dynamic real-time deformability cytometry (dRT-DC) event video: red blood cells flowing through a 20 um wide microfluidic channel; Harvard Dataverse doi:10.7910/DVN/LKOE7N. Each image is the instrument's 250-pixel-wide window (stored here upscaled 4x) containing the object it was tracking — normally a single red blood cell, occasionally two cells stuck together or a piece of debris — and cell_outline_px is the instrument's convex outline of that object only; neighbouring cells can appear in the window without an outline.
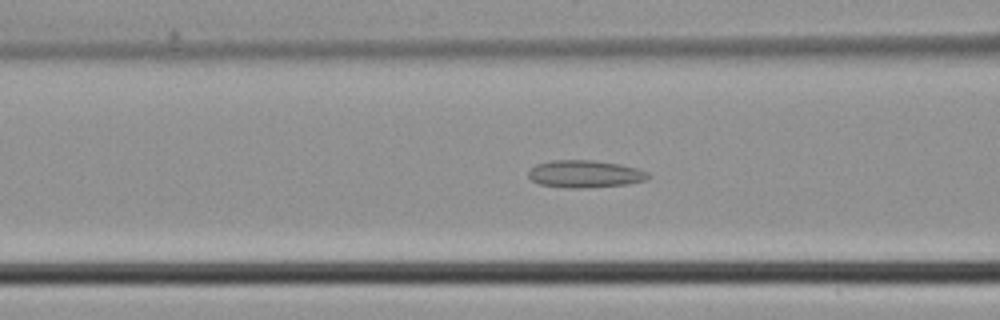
{"species": "common noctule bat (a hibernating species)", "species_latin": "Nyctalus noctula", "temperature_condition": "cold", "stored_images_in_passage": 45, "camera_frame_rate_fps": 3000, "um_per_image_px": 0.085, "animal": {"sex": "male", "body_mass_g": 21.5, "forearm_length_mm": 52.0}, "frame": {"image": 1, "passage_image": 17, "time_ms": 5.333, "image_size_px": [1000, 320], "cell_outline_px": [[652, 176], [644, 180], [628, 184], [584, 188], [568, 188], [540, 184], [532, 180], [528, 176], [528, 172], [536, 164], [552, 160], [592, 160], [620, 164], [636, 168], [648, 172]], "centroid_in_image_um": [49.73, 14.78], "position_along_channel_um": 116.9, "area_um2": 19.07}}
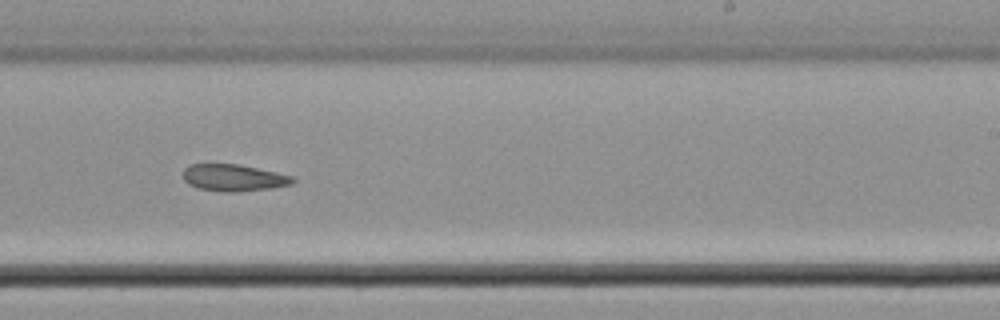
{"frame": {"image": 2, "passage_image": 27, "time_ms": 8.667, "image_size_px": [1000, 320], "cell_outline_px": [[296, 180], [292, 184], [272, 188], [236, 192], [224, 192], [200, 188], [188, 184], [184, 180], [184, 168], [188, 164], [236, 164], [276, 172], [292, 176]], "centroid_in_image_um": [19.86, 15.11], "position_along_channel_um": 269.1, "area_um2": 17.05}}
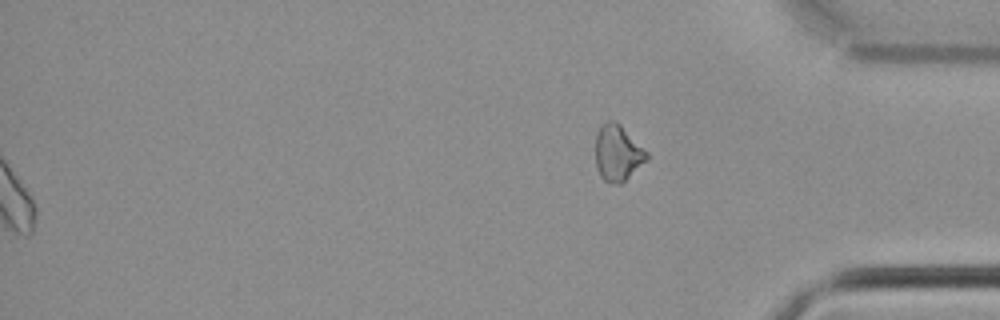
{"frame": {"image": 3, "passage_image": 45, "time_ms": 14.667, "image_size_px": [1000, 320], "cell_outline_px": [[648, 156], [620, 184], [616, 184], [604, 180], [600, 176], [596, 164], [596, 132], [600, 124], [608, 120], [616, 120], [648, 152]], "centroid_in_image_um": [52.45, 12.94], "position_along_channel_um": 382.7, "area_um2": 16.42}}